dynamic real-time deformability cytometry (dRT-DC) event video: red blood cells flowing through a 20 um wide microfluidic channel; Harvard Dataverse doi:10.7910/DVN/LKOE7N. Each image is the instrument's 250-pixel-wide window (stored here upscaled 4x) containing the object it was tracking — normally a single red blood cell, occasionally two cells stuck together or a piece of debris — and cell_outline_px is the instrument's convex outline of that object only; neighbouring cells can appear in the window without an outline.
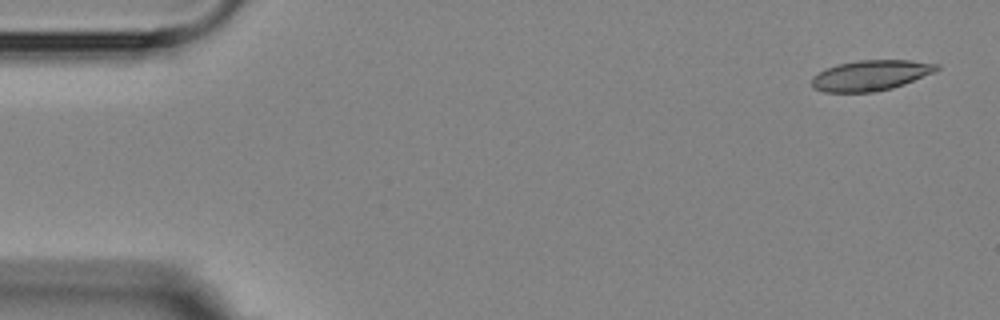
{"species": "Egyptian fruit bat (a non-hibernating species)", "species_latin": "Rousettus aegyptiacus", "temperature_condition": "room temperature", "stored_images_in_passage": 7, "segment_of_instrument_passage": [1, 2], "camera_frame_rate_fps": 3000, "um_per_image_px": 0.085, "animal": {"sex": "female"}, "frame": {"image": 1, "passage_image": 1, "time_ms": 0.0, "image_size_px": [1000, 320], "cell_outline_px": [[940, 68], [932, 72], [904, 84], [892, 88], [876, 92], [824, 92], [812, 88], [812, 76], [824, 68], [836, 64], [856, 60], [908, 60], [940, 64]], "centroid_in_image_um": [73.95, 6.4], "position_along_channel_um": 11.1, "area_um2": 22.25}}
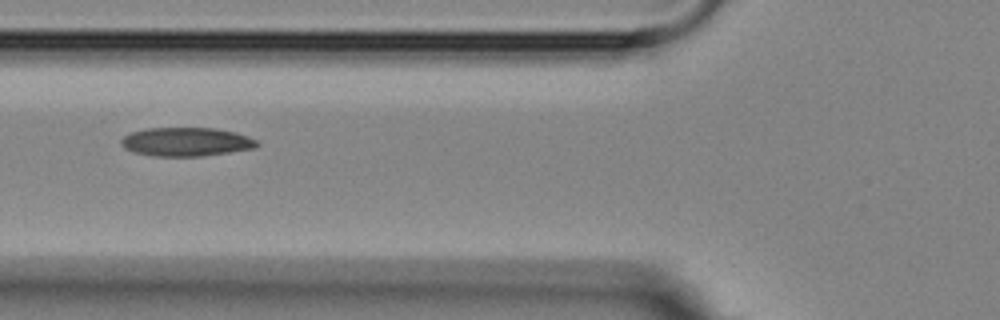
{"frame": {"image": 2, "passage_image": 6, "time_ms": 6.0, "image_size_px": [1000, 320], "cell_outline_px": [[260, 144], [256, 148], [200, 156], [152, 156], [136, 152], [124, 148], [120, 144], [120, 140], [124, 136], [132, 132], [148, 128], [216, 128], [236, 132], [248, 136], [256, 140]], "centroid_in_image_um": [15.84, 12.05], "position_along_channel_um": 110.0, "area_um2": 22.72}}